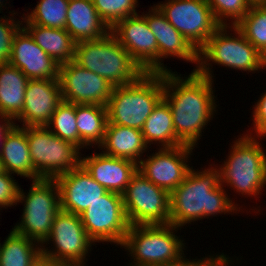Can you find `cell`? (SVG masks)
Listing matches in <instances>:
<instances>
[{"instance_id":"cell-30","label":"cell","mask_w":266,"mask_h":266,"mask_svg":"<svg viewBox=\"0 0 266 266\" xmlns=\"http://www.w3.org/2000/svg\"><path fill=\"white\" fill-rule=\"evenodd\" d=\"M69 0H39L35 9L23 14L22 22L65 29Z\"/></svg>"},{"instance_id":"cell-1","label":"cell","mask_w":266,"mask_h":266,"mask_svg":"<svg viewBox=\"0 0 266 266\" xmlns=\"http://www.w3.org/2000/svg\"><path fill=\"white\" fill-rule=\"evenodd\" d=\"M173 71L163 72L164 95L172 113L177 138L187 146L195 148L202 130L213 119L216 110L213 81L191 72L180 77Z\"/></svg>"},{"instance_id":"cell-38","label":"cell","mask_w":266,"mask_h":266,"mask_svg":"<svg viewBox=\"0 0 266 266\" xmlns=\"http://www.w3.org/2000/svg\"><path fill=\"white\" fill-rule=\"evenodd\" d=\"M185 254H183L178 260L166 264L164 266H227L229 264H231L232 261L231 259H229L230 257H226V254L224 255V253L220 254V255H214L211 256L209 255L208 257H203L200 260L198 259H193L192 261L189 259H186L184 256Z\"/></svg>"},{"instance_id":"cell-20","label":"cell","mask_w":266,"mask_h":266,"mask_svg":"<svg viewBox=\"0 0 266 266\" xmlns=\"http://www.w3.org/2000/svg\"><path fill=\"white\" fill-rule=\"evenodd\" d=\"M158 46V73L172 71L162 63L163 58L177 57L198 65V51L168 22L165 15L155 6L142 13ZM162 58V59H161Z\"/></svg>"},{"instance_id":"cell-39","label":"cell","mask_w":266,"mask_h":266,"mask_svg":"<svg viewBox=\"0 0 266 266\" xmlns=\"http://www.w3.org/2000/svg\"><path fill=\"white\" fill-rule=\"evenodd\" d=\"M13 118L0 113V155L3 150V145L8 133L16 126V122Z\"/></svg>"},{"instance_id":"cell-4","label":"cell","mask_w":266,"mask_h":266,"mask_svg":"<svg viewBox=\"0 0 266 266\" xmlns=\"http://www.w3.org/2000/svg\"><path fill=\"white\" fill-rule=\"evenodd\" d=\"M163 95V72H145L136 82L113 87L106 104L108 122L142 130Z\"/></svg>"},{"instance_id":"cell-2","label":"cell","mask_w":266,"mask_h":266,"mask_svg":"<svg viewBox=\"0 0 266 266\" xmlns=\"http://www.w3.org/2000/svg\"><path fill=\"white\" fill-rule=\"evenodd\" d=\"M210 166L202 171L192 167L185 180L170 193V224L180 230L194 221L240 211L241 207L232 202L220 184L218 166Z\"/></svg>"},{"instance_id":"cell-12","label":"cell","mask_w":266,"mask_h":266,"mask_svg":"<svg viewBox=\"0 0 266 266\" xmlns=\"http://www.w3.org/2000/svg\"><path fill=\"white\" fill-rule=\"evenodd\" d=\"M161 3L156 6L197 51L221 26L207 0H166Z\"/></svg>"},{"instance_id":"cell-3","label":"cell","mask_w":266,"mask_h":266,"mask_svg":"<svg viewBox=\"0 0 266 266\" xmlns=\"http://www.w3.org/2000/svg\"><path fill=\"white\" fill-rule=\"evenodd\" d=\"M73 61L114 87L136 82L145 73L111 31L100 39L77 42Z\"/></svg>"},{"instance_id":"cell-27","label":"cell","mask_w":266,"mask_h":266,"mask_svg":"<svg viewBox=\"0 0 266 266\" xmlns=\"http://www.w3.org/2000/svg\"><path fill=\"white\" fill-rule=\"evenodd\" d=\"M108 123L106 106L76 104V124L79 133V149L100 146L105 138ZM94 144V145H93Z\"/></svg>"},{"instance_id":"cell-5","label":"cell","mask_w":266,"mask_h":266,"mask_svg":"<svg viewBox=\"0 0 266 266\" xmlns=\"http://www.w3.org/2000/svg\"><path fill=\"white\" fill-rule=\"evenodd\" d=\"M258 139L245 134L233 142L229 156L218 168L223 187L226 184L242 196L262 194L266 185V152Z\"/></svg>"},{"instance_id":"cell-33","label":"cell","mask_w":266,"mask_h":266,"mask_svg":"<svg viewBox=\"0 0 266 266\" xmlns=\"http://www.w3.org/2000/svg\"><path fill=\"white\" fill-rule=\"evenodd\" d=\"M93 3L99 17L110 29L119 21L138 14L137 0H93Z\"/></svg>"},{"instance_id":"cell-23","label":"cell","mask_w":266,"mask_h":266,"mask_svg":"<svg viewBox=\"0 0 266 266\" xmlns=\"http://www.w3.org/2000/svg\"><path fill=\"white\" fill-rule=\"evenodd\" d=\"M149 146L146 145L142 130L107 123L105 138L98 147L106 155L128 159L136 164L142 160L143 153Z\"/></svg>"},{"instance_id":"cell-35","label":"cell","mask_w":266,"mask_h":266,"mask_svg":"<svg viewBox=\"0 0 266 266\" xmlns=\"http://www.w3.org/2000/svg\"><path fill=\"white\" fill-rule=\"evenodd\" d=\"M12 12L10 14L12 17L9 19H6V15L0 18V64H6L9 62L13 38L22 25H24L22 20H14L13 15L15 16L17 13L14 11Z\"/></svg>"},{"instance_id":"cell-34","label":"cell","mask_w":266,"mask_h":266,"mask_svg":"<svg viewBox=\"0 0 266 266\" xmlns=\"http://www.w3.org/2000/svg\"><path fill=\"white\" fill-rule=\"evenodd\" d=\"M207 3L217 22L227 26H236L252 6L249 0H207Z\"/></svg>"},{"instance_id":"cell-32","label":"cell","mask_w":266,"mask_h":266,"mask_svg":"<svg viewBox=\"0 0 266 266\" xmlns=\"http://www.w3.org/2000/svg\"><path fill=\"white\" fill-rule=\"evenodd\" d=\"M46 127L62 140L79 148V133L76 124V104L62 101Z\"/></svg>"},{"instance_id":"cell-10","label":"cell","mask_w":266,"mask_h":266,"mask_svg":"<svg viewBox=\"0 0 266 266\" xmlns=\"http://www.w3.org/2000/svg\"><path fill=\"white\" fill-rule=\"evenodd\" d=\"M31 162L40 179H55L81 163L80 149L46 126H26Z\"/></svg>"},{"instance_id":"cell-18","label":"cell","mask_w":266,"mask_h":266,"mask_svg":"<svg viewBox=\"0 0 266 266\" xmlns=\"http://www.w3.org/2000/svg\"><path fill=\"white\" fill-rule=\"evenodd\" d=\"M8 63L29 79L59 80L60 65L36 44L23 27L13 38Z\"/></svg>"},{"instance_id":"cell-29","label":"cell","mask_w":266,"mask_h":266,"mask_svg":"<svg viewBox=\"0 0 266 266\" xmlns=\"http://www.w3.org/2000/svg\"><path fill=\"white\" fill-rule=\"evenodd\" d=\"M4 241L0 243V266H44L41 245L36 241L13 230Z\"/></svg>"},{"instance_id":"cell-28","label":"cell","mask_w":266,"mask_h":266,"mask_svg":"<svg viewBox=\"0 0 266 266\" xmlns=\"http://www.w3.org/2000/svg\"><path fill=\"white\" fill-rule=\"evenodd\" d=\"M146 145L157 143L160 148L184 145L176 136L168 102L162 98L146 119L142 129Z\"/></svg>"},{"instance_id":"cell-42","label":"cell","mask_w":266,"mask_h":266,"mask_svg":"<svg viewBox=\"0 0 266 266\" xmlns=\"http://www.w3.org/2000/svg\"><path fill=\"white\" fill-rule=\"evenodd\" d=\"M3 171H5V170H4L3 163H2V160L0 157V172H3Z\"/></svg>"},{"instance_id":"cell-40","label":"cell","mask_w":266,"mask_h":266,"mask_svg":"<svg viewBox=\"0 0 266 266\" xmlns=\"http://www.w3.org/2000/svg\"><path fill=\"white\" fill-rule=\"evenodd\" d=\"M261 64L262 68H266V48L261 52Z\"/></svg>"},{"instance_id":"cell-22","label":"cell","mask_w":266,"mask_h":266,"mask_svg":"<svg viewBox=\"0 0 266 266\" xmlns=\"http://www.w3.org/2000/svg\"><path fill=\"white\" fill-rule=\"evenodd\" d=\"M65 30L76 43L100 39L110 32L99 17L93 0H69Z\"/></svg>"},{"instance_id":"cell-7","label":"cell","mask_w":266,"mask_h":266,"mask_svg":"<svg viewBox=\"0 0 266 266\" xmlns=\"http://www.w3.org/2000/svg\"><path fill=\"white\" fill-rule=\"evenodd\" d=\"M172 224L130 225L121 247L132 259L130 266H164L178 260L185 248L184 240Z\"/></svg>"},{"instance_id":"cell-14","label":"cell","mask_w":266,"mask_h":266,"mask_svg":"<svg viewBox=\"0 0 266 266\" xmlns=\"http://www.w3.org/2000/svg\"><path fill=\"white\" fill-rule=\"evenodd\" d=\"M59 81L63 101L74 104L106 106L114 87L105 78L74 61L60 65Z\"/></svg>"},{"instance_id":"cell-17","label":"cell","mask_w":266,"mask_h":266,"mask_svg":"<svg viewBox=\"0 0 266 266\" xmlns=\"http://www.w3.org/2000/svg\"><path fill=\"white\" fill-rule=\"evenodd\" d=\"M63 101L59 80L29 79L25 90L24 106L15 121L26 126H46Z\"/></svg>"},{"instance_id":"cell-8","label":"cell","mask_w":266,"mask_h":266,"mask_svg":"<svg viewBox=\"0 0 266 266\" xmlns=\"http://www.w3.org/2000/svg\"><path fill=\"white\" fill-rule=\"evenodd\" d=\"M25 194L20 188L17 203L24 204L23 215L12 230L42 245L51 233L56 213L61 209L59 188L55 179H40L32 181L29 192Z\"/></svg>"},{"instance_id":"cell-16","label":"cell","mask_w":266,"mask_h":266,"mask_svg":"<svg viewBox=\"0 0 266 266\" xmlns=\"http://www.w3.org/2000/svg\"><path fill=\"white\" fill-rule=\"evenodd\" d=\"M110 31L145 72L158 73L156 37L143 15L129 16L119 21Z\"/></svg>"},{"instance_id":"cell-9","label":"cell","mask_w":266,"mask_h":266,"mask_svg":"<svg viewBox=\"0 0 266 266\" xmlns=\"http://www.w3.org/2000/svg\"><path fill=\"white\" fill-rule=\"evenodd\" d=\"M50 241L54 245L52 250L46 247ZM94 244L82 224L80 215L60 209L54 217L50 235L41 245L43 265L85 266L88 256L86 254L90 253V247Z\"/></svg>"},{"instance_id":"cell-19","label":"cell","mask_w":266,"mask_h":266,"mask_svg":"<svg viewBox=\"0 0 266 266\" xmlns=\"http://www.w3.org/2000/svg\"><path fill=\"white\" fill-rule=\"evenodd\" d=\"M59 188L61 210L80 215L108 191L94 180L80 164L55 178Z\"/></svg>"},{"instance_id":"cell-21","label":"cell","mask_w":266,"mask_h":266,"mask_svg":"<svg viewBox=\"0 0 266 266\" xmlns=\"http://www.w3.org/2000/svg\"><path fill=\"white\" fill-rule=\"evenodd\" d=\"M85 170L107 191L123 194L132 176L138 170L135 162L112 157L103 152L81 157L80 163Z\"/></svg>"},{"instance_id":"cell-43","label":"cell","mask_w":266,"mask_h":266,"mask_svg":"<svg viewBox=\"0 0 266 266\" xmlns=\"http://www.w3.org/2000/svg\"><path fill=\"white\" fill-rule=\"evenodd\" d=\"M3 2H4V0H3V1L0 0V12H1V10H3V9H2L3 6H4V5H3V4H4Z\"/></svg>"},{"instance_id":"cell-25","label":"cell","mask_w":266,"mask_h":266,"mask_svg":"<svg viewBox=\"0 0 266 266\" xmlns=\"http://www.w3.org/2000/svg\"><path fill=\"white\" fill-rule=\"evenodd\" d=\"M22 27L59 65L74 60L76 42L65 29L43 27L32 23H25Z\"/></svg>"},{"instance_id":"cell-37","label":"cell","mask_w":266,"mask_h":266,"mask_svg":"<svg viewBox=\"0 0 266 266\" xmlns=\"http://www.w3.org/2000/svg\"><path fill=\"white\" fill-rule=\"evenodd\" d=\"M262 96L259 97L255 106H253V126L254 130H251L250 134L247 133L249 136H254L261 139L266 137V91L265 93L261 94ZM252 131L255 132L256 136ZM254 134V135H253Z\"/></svg>"},{"instance_id":"cell-15","label":"cell","mask_w":266,"mask_h":266,"mask_svg":"<svg viewBox=\"0 0 266 266\" xmlns=\"http://www.w3.org/2000/svg\"><path fill=\"white\" fill-rule=\"evenodd\" d=\"M152 155L138 164V171L156 186L171 193L186 178L192 168L188 158L193 153V147L181 145L169 148H157Z\"/></svg>"},{"instance_id":"cell-26","label":"cell","mask_w":266,"mask_h":266,"mask_svg":"<svg viewBox=\"0 0 266 266\" xmlns=\"http://www.w3.org/2000/svg\"><path fill=\"white\" fill-rule=\"evenodd\" d=\"M29 78L9 63L0 64V113L14 120L24 106L25 90Z\"/></svg>"},{"instance_id":"cell-13","label":"cell","mask_w":266,"mask_h":266,"mask_svg":"<svg viewBox=\"0 0 266 266\" xmlns=\"http://www.w3.org/2000/svg\"><path fill=\"white\" fill-rule=\"evenodd\" d=\"M82 224L94 242H110L121 246L130 224L122 194L108 191L82 214Z\"/></svg>"},{"instance_id":"cell-41","label":"cell","mask_w":266,"mask_h":266,"mask_svg":"<svg viewBox=\"0 0 266 266\" xmlns=\"http://www.w3.org/2000/svg\"><path fill=\"white\" fill-rule=\"evenodd\" d=\"M252 4L255 3H266V0H249Z\"/></svg>"},{"instance_id":"cell-36","label":"cell","mask_w":266,"mask_h":266,"mask_svg":"<svg viewBox=\"0 0 266 266\" xmlns=\"http://www.w3.org/2000/svg\"><path fill=\"white\" fill-rule=\"evenodd\" d=\"M19 189L20 187L12 174L6 171L0 172V210L18 204Z\"/></svg>"},{"instance_id":"cell-11","label":"cell","mask_w":266,"mask_h":266,"mask_svg":"<svg viewBox=\"0 0 266 266\" xmlns=\"http://www.w3.org/2000/svg\"><path fill=\"white\" fill-rule=\"evenodd\" d=\"M122 196L130 225L170 224V193L138 170Z\"/></svg>"},{"instance_id":"cell-24","label":"cell","mask_w":266,"mask_h":266,"mask_svg":"<svg viewBox=\"0 0 266 266\" xmlns=\"http://www.w3.org/2000/svg\"><path fill=\"white\" fill-rule=\"evenodd\" d=\"M0 157L7 173H15L32 181L40 180L31 162L26 127L17 124L8 133Z\"/></svg>"},{"instance_id":"cell-6","label":"cell","mask_w":266,"mask_h":266,"mask_svg":"<svg viewBox=\"0 0 266 266\" xmlns=\"http://www.w3.org/2000/svg\"><path fill=\"white\" fill-rule=\"evenodd\" d=\"M227 27L235 33L233 36ZM211 62L248 73L263 69L261 53L236 26L231 25H221L198 50V65L193 71L213 80Z\"/></svg>"},{"instance_id":"cell-31","label":"cell","mask_w":266,"mask_h":266,"mask_svg":"<svg viewBox=\"0 0 266 266\" xmlns=\"http://www.w3.org/2000/svg\"><path fill=\"white\" fill-rule=\"evenodd\" d=\"M236 27L261 53L266 48V3L252 4Z\"/></svg>"}]
</instances>
